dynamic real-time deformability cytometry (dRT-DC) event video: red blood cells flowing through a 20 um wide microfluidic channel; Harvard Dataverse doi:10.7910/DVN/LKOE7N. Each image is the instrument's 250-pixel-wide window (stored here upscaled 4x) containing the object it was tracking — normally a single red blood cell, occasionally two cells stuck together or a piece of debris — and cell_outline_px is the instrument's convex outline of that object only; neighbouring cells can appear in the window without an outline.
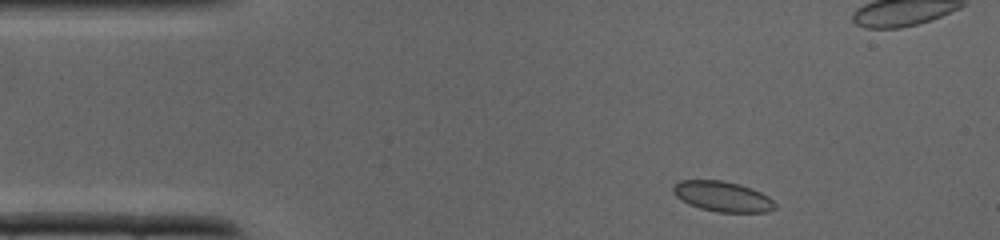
{"species": "common noctule bat (a hibernating species)", "species_latin": "Nyctalus noctula", "temperature_condition": "cold", "stored_images_in_passage": 34, "camera_frame_rate_fps": 3000, "um_per_image_px": 0.085, "animal": {"sex": "male", "body_mass_g": 19.0, "forearm_length_mm": 50.8}, "frame": {"image": 1, "passage_image": 1, "time_ms": 0.0, "image_size_px": [1000, 240], "cell_outline_px": [[776, 208], [768, 212], [716, 212], [700, 208], [688, 204], [680, 200], [672, 192], [672, 184], [680, 180], [720, 180], [740, 184], [752, 188], [768, 196], [776, 204]], "centroid_in_image_um": [61.38, 16.7], "position_along_channel_um": 23.6, "area_um2": 18.21}}
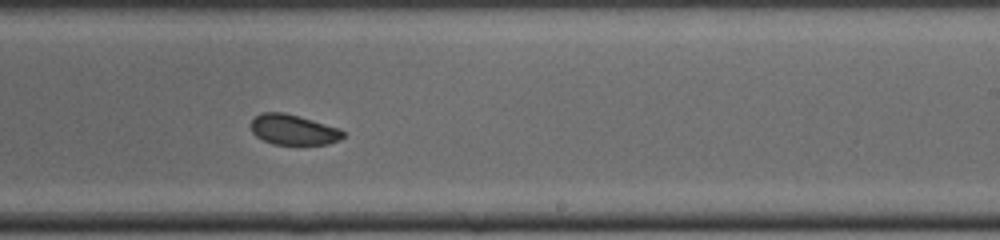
{"frame": {"image": 2, "passage_image": 18, "time_ms": 5.667, "image_size_px": [1000, 240], "cell_outline_px": [[344, 136], [340, 140], [328, 144], [272, 144], [256, 136], [252, 132], [252, 120], [260, 112], [284, 112], [340, 128], [344, 132]], "centroid_in_image_um": [24.95, 11.02], "position_along_channel_um": 264.1, "area_um2": 16.18}}
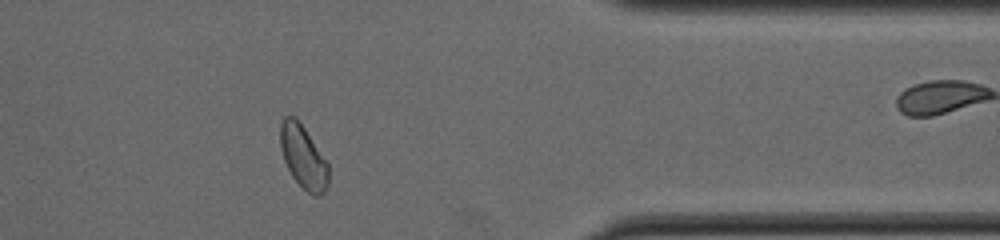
{"frame": {"image": 3, "passage_image": 26, "time_ms": 8.333, "image_size_px": [1000, 240], "cell_outline_px": [[328, 184], [324, 192], [320, 196], [312, 196], [292, 176], [284, 160], [280, 148], [280, 124], [284, 116], [296, 116], [328, 164]], "centroid_in_image_um": [25.76, 13.33], "position_along_channel_um": 385.6, "area_um2": 17.51}}